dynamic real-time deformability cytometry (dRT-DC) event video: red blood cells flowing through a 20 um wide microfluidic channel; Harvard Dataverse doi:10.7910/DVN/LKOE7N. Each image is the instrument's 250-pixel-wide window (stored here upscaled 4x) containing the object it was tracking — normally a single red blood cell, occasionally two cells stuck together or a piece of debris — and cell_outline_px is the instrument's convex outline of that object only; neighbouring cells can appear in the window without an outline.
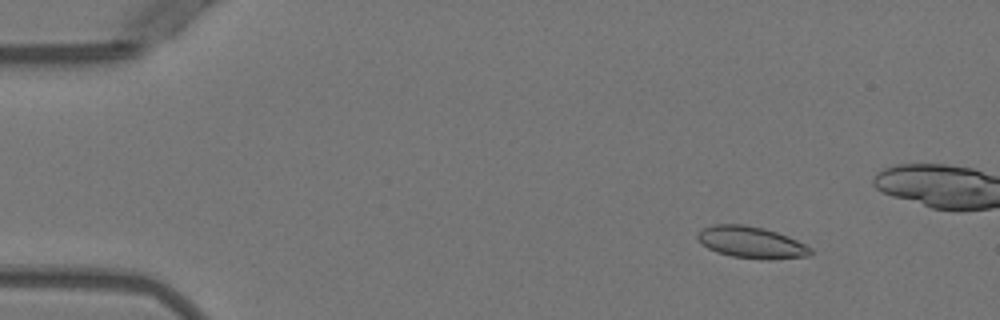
{"species": "Egyptian fruit bat (a non-hibernating species)", "species_latin": "Rousettus aegyptiacus", "temperature_condition": "warm", "stored_images_in_passage": 23, "camera_frame_rate_fps": 3000, "um_per_image_px": 0.085, "animal": {"sex": "female"}, "frame": {"image": 1, "passage_image": 5, "time_ms": 1.333, "image_size_px": [1000, 320], "cell_outline_px": [[812, 252], [808, 256], [768, 260], [760, 260], [732, 256], [716, 252], [700, 244], [696, 236], [696, 232], [700, 228], [712, 224], [744, 224], [764, 228], [788, 236], [812, 248]], "centroid_in_image_um": [63.8, 20.59], "position_along_channel_um": 21.2, "area_um2": 21.21}}
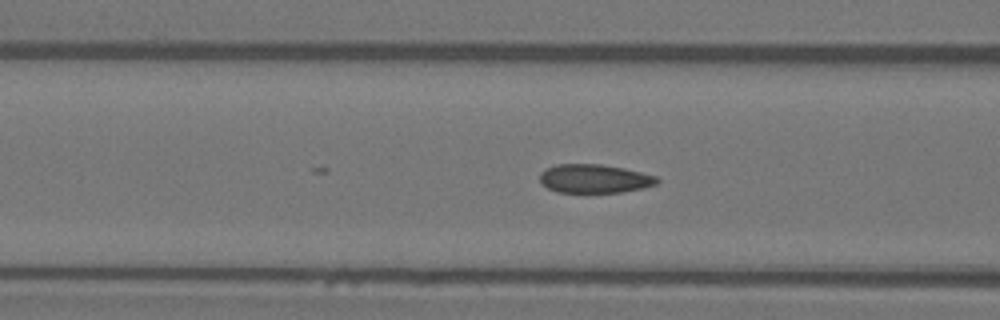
{"frame": {"image": 2, "passage_image": 19, "time_ms": 6.0, "image_size_px": [1000, 320], "cell_outline_px": [[660, 180], [656, 184], [644, 188], [620, 192], [556, 192], [548, 188], [540, 180], [540, 172], [544, 168], [556, 164], [600, 164], [624, 168], [656, 176]], "centroid_in_image_um": [50.51, 15.18], "position_along_channel_um": 116.1, "area_um2": 19.59}}
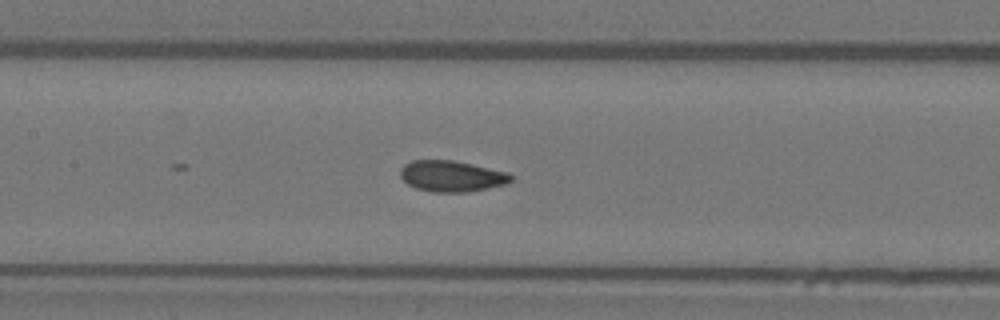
{"frame": {"image": 3, "passage_image": 23, "time_ms": 7.333, "image_size_px": [1000, 320], "cell_outline_px": [[512, 180], [508, 184], [468, 192], [432, 192], [416, 188], [408, 184], [400, 176], [400, 168], [404, 164], [412, 160], [452, 160], [508, 172], [512, 176]], "centroid_in_image_um": [38.39, 14.97], "position_along_channel_um": 169.0, "area_um2": 20.06}}